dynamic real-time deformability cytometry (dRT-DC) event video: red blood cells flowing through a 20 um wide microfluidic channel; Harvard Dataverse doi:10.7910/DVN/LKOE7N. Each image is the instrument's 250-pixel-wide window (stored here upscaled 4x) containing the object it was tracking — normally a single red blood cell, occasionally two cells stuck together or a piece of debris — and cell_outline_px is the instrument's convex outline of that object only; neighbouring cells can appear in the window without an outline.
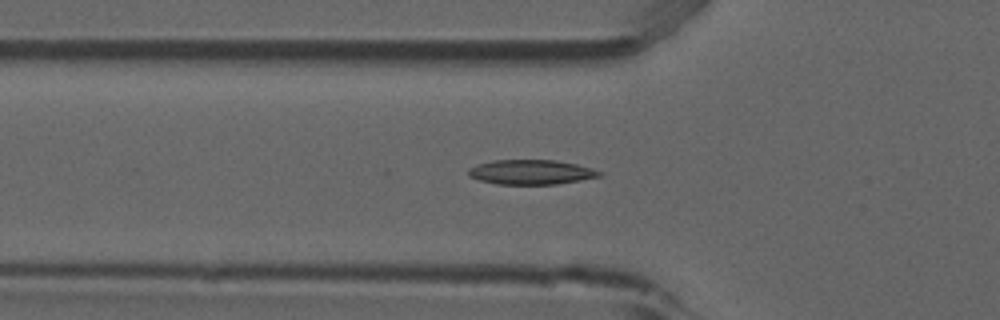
{"species": "common noctule bat (a hibernating species)", "species_latin": "Nyctalus noctula", "temperature_condition": "room temperature", "stored_images_in_passage": 53, "camera_frame_rate_fps": 3000, "um_per_image_px": 0.085, "animal": {"sex": "male", "forearm_length_mm": 52.5}, "frame": {"image": 1, "passage_image": 18, "time_ms": 5.667, "image_size_px": [1000, 320], "cell_outline_px": [[604, 176], [556, 184], [496, 184], [480, 180], [468, 176], [468, 168], [476, 164], [492, 160], [556, 160], [576, 164], [592, 168], [604, 172]], "centroid_in_image_um": [45.16, 14.62], "position_along_channel_um": 80.6, "area_um2": 19.02}}
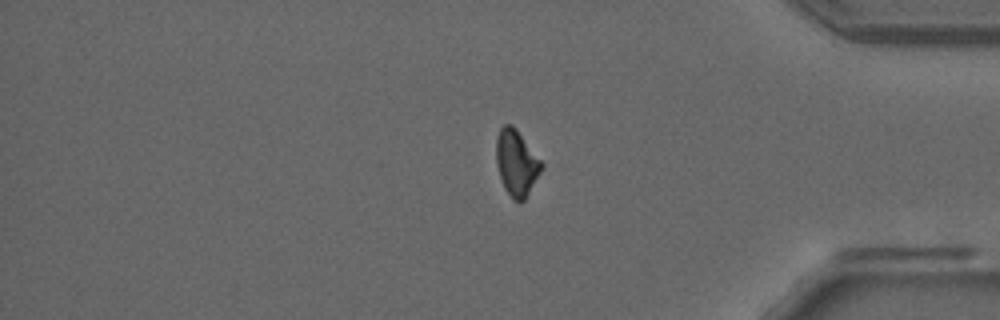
{"frame": {"image": 2, "passage_image": 44, "time_ms": 14.333, "image_size_px": [1000, 320], "cell_outline_px": [[544, 164], [540, 172], [524, 200], [512, 200], [504, 188], [496, 164], [496, 136], [500, 128], [504, 124], [512, 124], [516, 128]], "centroid_in_image_um": [43.88, 13.81], "position_along_channel_um": 391.3, "area_um2": 17.28}}
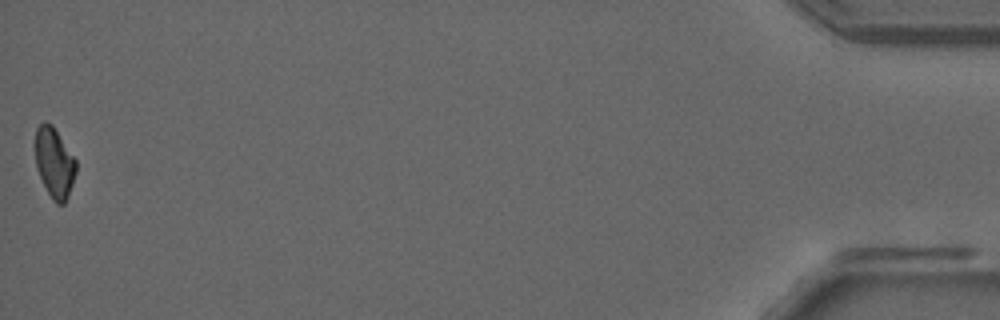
{"frame": {"image": 3, "passage_image": 53, "time_ms": 17.333, "image_size_px": [1000, 320], "cell_outline_px": [[76, 172], [68, 196], [64, 204], [56, 204], [52, 200], [36, 168], [32, 144], [36, 128], [44, 120], [52, 124], [76, 160]], "centroid_in_image_um": [4.57, 13.78], "position_along_channel_um": 430.6, "area_um2": 17.05}, "authors_computed_cell_mechanics": {"area_um2": 18.0914, "velocity_mm_per_s": 3.8506, "shape_relaxation_time_tau1_ms": 6.135, "shape_relaxation_time_tau2_ms": 10.5633, "deformation_change_tau1": 0.1605, "deformation_change_tau2": 0.1656}}